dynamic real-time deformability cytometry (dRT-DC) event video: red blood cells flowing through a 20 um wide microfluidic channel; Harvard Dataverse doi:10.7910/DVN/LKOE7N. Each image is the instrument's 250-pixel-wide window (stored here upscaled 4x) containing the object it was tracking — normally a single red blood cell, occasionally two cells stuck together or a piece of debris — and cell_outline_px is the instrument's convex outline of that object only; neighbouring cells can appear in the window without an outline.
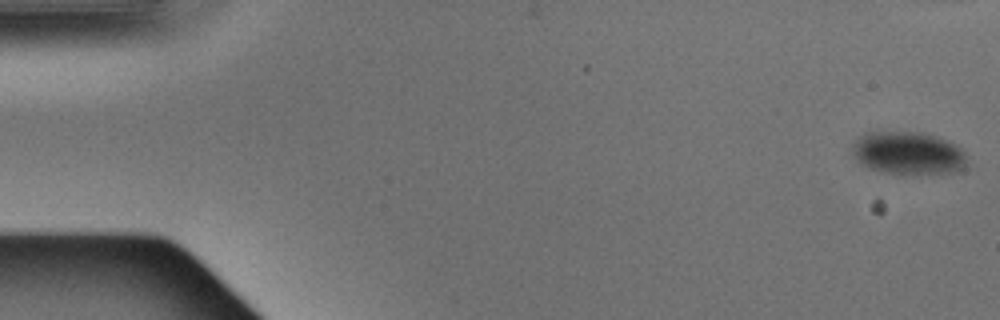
{"species": "Egyptian fruit bat (a non-hibernating species)", "species_latin": "Rousettus aegyptiacus", "temperature_condition": "warm", "stored_images_in_passage": 6, "camera_frame_rate_fps": 3000, "um_per_image_px": 0.085, "animal": {"sex": "male"}, "frame": {"image": 1, "passage_image": 6, "time_ms": 1.667, "image_size_px": [1000, 320], "cell_outline_px": [[964, 168], [952, 172], [884, 172], [868, 168], [856, 160], [852, 152], [852, 144], [864, 132], [924, 132], [948, 140], [960, 148], [964, 152]], "centroid_in_image_um": [77.13, 12.97], "position_along_channel_um": 7.9, "area_um2": 28.03}}